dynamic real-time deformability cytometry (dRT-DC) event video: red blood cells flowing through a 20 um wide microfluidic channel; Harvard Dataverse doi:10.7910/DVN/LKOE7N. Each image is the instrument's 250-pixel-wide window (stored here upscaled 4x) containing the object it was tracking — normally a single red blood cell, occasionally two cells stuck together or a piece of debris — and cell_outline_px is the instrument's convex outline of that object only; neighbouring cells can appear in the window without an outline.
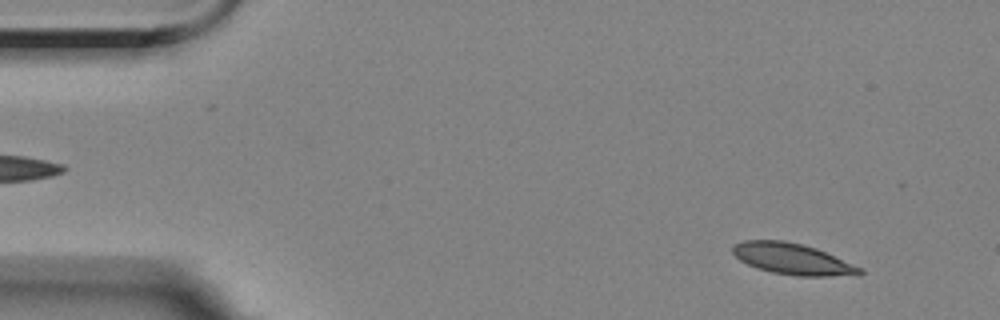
{"species": "Egyptian fruit bat (a non-hibernating species)", "species_latin": "Rousettus aegyptiacus", "temperature_condition": "room temperature", "stored_images_in_passage": 11, "camera_frame_rate_fps": 3000, "um_per_image_px": 0.085, "animal": {"sex": "female"}, "frame": {"image": 1, "passage_image": 4, "time_ms": 1.0, "image_size_px": [1000, 320], "cell_outline_px": [[864, 272], [860, 276], [796, 276], [772, 272], [756, 268], [740, 260], [732, 252], [732, 244], [744, 240], [784, 240], [816, 248], [864, 268]], "centroid_in_image_um": [67.41, 22.02], "position_along_channel_um": 17.6, "area_um2": 23.35}}